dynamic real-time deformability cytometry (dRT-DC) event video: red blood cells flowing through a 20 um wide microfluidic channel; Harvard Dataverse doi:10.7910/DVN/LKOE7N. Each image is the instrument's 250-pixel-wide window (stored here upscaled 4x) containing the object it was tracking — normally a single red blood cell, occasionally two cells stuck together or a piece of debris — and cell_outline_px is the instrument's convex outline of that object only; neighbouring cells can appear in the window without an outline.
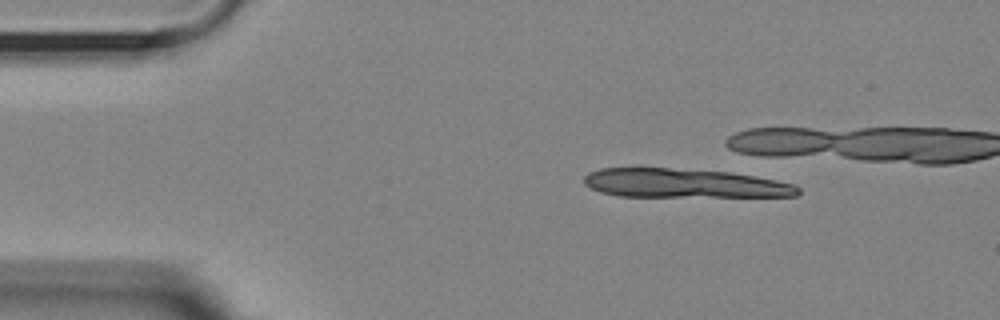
{"species": "Egyptian fruit bat (a non-hibernating species)", "species_latin": "Rousettus aegyptiacus", "temperature_condition": "room temperature", "stored_images_in_passage": 5, "camera_frame_rate_fps": 3000, "um_per_image_px": 0.085, "animal": {"sex": "female"}, "frame": {"image": 1, "passage_image": 2, "time_ms": 0.333, "image_size_px": [1000, 320], "cell_outline_px": [[800, 192], [796, 196], [620, 196], [600, 192], [584, 184], [584, 176], [588, 172], [600, 168], [668, 168], [732, 172], [776, 180], [792, 184], [800, 188]], "centroid_in_image_um": [58.12, 15.57], "position_along_channel_um": 26.9, "area_um2": 35.95}}